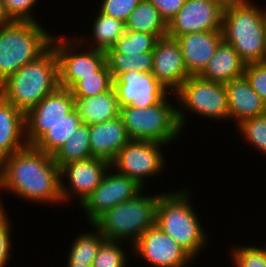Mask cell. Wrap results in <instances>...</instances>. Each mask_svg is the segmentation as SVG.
Instances as JSON below:
<instances>
[{
	"label": "cell",
	"instance_id": "6da1fadb",
	"mask_svg": "<svg viewBox=\"0 0 266 267\" xmlns=\"http://www.w3.org/2000/svg\"><path fill=\"white\" fill-rule=\"evenodd\" d=\"M1 191L41 205H62L61 169L51 155L27 145L0 162Z\"/></svg>",
	"mask_w": 266,
	"mask_h": 267
},
{
	"label": "cell",
	"instance_id": "7a4b0ae2",
	"mask_svg": "<svg viewBox=\"0 0 266 267\" xmlns=\"http://www.w3.org/2000/svg\"><path fill=\"white\" fill-rule=\"evenodd\" d=\"M188 189L187 186L160 194L155 223L196 260L210 239L193 207Z\"/></svg>",
	"mask_w": 266,
	"mask_h": 267
},
{
	"label": "cell",
	"instance_id": "3957f363",
	"mask_svg": "<svg viewBox=\"0 0 266 267\" xmlns=\"http://www.w3.org/2000/svg\"><path fill=\"white\" fill-rule=\"evenodd\" d=\"M221 31L246 64L266 61V22L253 0H227Z\"/></svg>",
	"mask_w": 266,
	"mask_h": 267
},
{
	"label": "cell",
	"instance_id": "277c9868",
	"mask_svg": "<svg viewBox=\"0 0 266 267\" xmlns=\"http://www.w3.org/2000/svg\"><path fill=\"white\" fill-rule=\"evenodd\" d=\"M59 87V61L51 46L0 84V94L25 114Z\"/></svg>",
	"mask_w": 266,
	"mask_h": 267
},
{
	"label": "cell",
	"instance_id": "5b68a950",
	"mask_svg": "<svg viewBox=\"0 0 266 267\" xmlns=\"http://www.w3.org/2000/svg\"><path fill=\"white\" fill-rule=\"evenodd\" d=\"M39 23L13 21L0 26V84L51 47L54 34Z\"/></svg>",
	"mask_w": 266,
	"mask_h": 267
},
{
	"label": "cell",
	"instance_id": "8992f818",
	"mask_svg": "<svg viewBox=\"0 0 266 267\" xmlns=\"http://www.w3.org/2000/svg\"><path fill=\"white\" fill-rule=\"evenodd\" d=\"M145 191L107 210L93 223L106 240L128 242L132 246L155 224L157 201L162 191L153 195Z\"/></svg>",
	"mask_w": 266,
	"mask_h": 267
},
{
	"label": "cell",
	"instance_id": "52a82bcc",
	"mask_svg": "<svg viewBox=\"0 0 266 267\" xmlns=\"http://www.w3.org/2000/svg\"><path fill=\"white\" fill-rule=\"evenodd\" d=\"M170 96L173 99L174 94L169 93L159 104L143 109L129 105L121 108L120 117L132 140H149L170 146L180 138L183 131L177 118V106Z\"/></svg>",
	"mask_w": 266,
	"mask_h": 267
},
{
	"label": "cell",
	"instance_id": "ba28073f",
	"mask_svg": "<svg viewBox=\"0 0 266 267\" xmlns=\"http://www.w3.org/2000/svg\"><path fill=\"white\" fill-rule=\"evenodd\" d=\"M174 99L179 104L177 118L182 131L187 126L188 111L215 122H229L227 91L222 83L190 76L174 93Z\"/></svg>",
	"mask_w": 266,
	"mask_h": 267
},
{
	"label": "cell",
	"instance_id": "9c48e42d",
	"mask_svg": "<svg viewBox=\"0 0 266 267\" xmlns=\"http://www.w3.org/2000/svg\"><path fill=\"white\" fill-rule=\"evenodd\" d=\"M67 36L54 35L51 46L59 61V86L71 90L83 77L95 75L106 64V53L83 45L75 34Z\"/></svg>",
	"mask_w": 266,
	"mask_h": 267
},
{
	"label": "cell",
	"instance_id": "30bf717a",
	"mask_svg": "<svg viewBox=\"0 0 266 267\" xmlns=\"http://www.w3.org/2000/svg\"><path fill=\"white\" fill-rule=\"evenodd\" d=\"M163 147L168 146L155 141L131 139L117 153L111 167L145 188L148 179L160 175L167 165Z\"/></svg>",
	"mask_w": 266,
	"mask_h": 267
},
{
	"label": "cell",
	"instance_id": "8fae6325",
	"mask_svg": "<svg viewBox=\"0 0 266 267\" xmlns=\"http://www.w3.org/2000/svg\"><path fill=\"white\" fill-rule=\"evenodd\" d=\"M144 190L136 180L117 172L110 166L100 184L80 205L89 224H93L107 210L133 199Z\"/></svg>",
	"mask_w": 266,
	"mask_h": 267
},
{
	"label": "cell",
	"instance_id": "7c38bea8",
	"mask_svg": "<svg viewBox=\"0 0 266 267\" xmlns=\"http://www.w3.org/2000/svg\"><path fill=\"white\" fill-rule=\"evenodd\" d=\"M133 258L149 267H190L195 260L155 223L132 245Z\"/></svg>",
	"mask_w": 266,
	"mask_h": 267
},
{
	"label": "cell",
	"instance_id": "4fadbf2b",
	"mask_svg": "<svg viewBox=\"0 0 266 267\" xmlns=\"http://www.w3.org/2000/svg\"><path fill=\"white\" fill-rule=\"evenodd\" d=\"M227 0H185L183 7L167 24V36H178L222 29V17Z\"/></svg>",
	"mask_w": 266,
	"mask_h": 267
},
{
	"label": "cell",
	"instance_id": "5bb4252c",
	"mask_svg": "<svg viewBox=\"0 0 266 267\" xmlns=\"http://www.w3.org/2000/svg\"><path fill=\"white\" fill-rule=\"evenodd\" d=\"M110 166V162L95 157L63 165L60 168L62 206L64 203L66 205V202L67 205L70 204L72 199L77 197L78 204L81 205L100 184Z\"/></svg>",
	"mask_w": 266,
	"mask_h": 267
},
{
	"label": "cell",
	"instance_id": "9a60e30c",
	"mask_svg": "<svg viewBox=\"0 0 266 267\" xmlns=\"http://www.w3.org/2000/svg\"><path fill=\"white\" fill-rule=\"evenodd\" d=\"M73 110L74 97L71 90L59 86L25 114L27 145L33 146Z\"/></svg>",
	"mask_w": 266,
	"mask_h": 267
},
{
	"label": "cell",
	"instance_id": "2e32d148",
	"mask_svg": "<svg viewBox=\"0 0 266 267\" xmlns=\"http://www.w3.org/2000/svg\"><path fill=\"white\" fill-rule=\"evenodd\" d=\"M120 107L129 105L147 108L159 104L169 92L155 79L152 73L130 71L113 79Z\"/></svg>",
	"mask_w": 266,
	"mask_h": 267
},
{
	"label": "cell",
	"instance_id": "e0dca14e",
	"mask_svg": "<svg viewBox=\"0 0 266 267\" xmlns=\"http://www.w3.org/2000/svg\"><path fill=\"white\" fill-rule=\"evenodd\" d=\"M152 75L174 94L190 77L178 42L168 36L160 38L152 51Z\"/></svg>",
	"mask_w": 266,
	"mask_h": 267
},
{
	"label": "cell",
	"instance_id": "ac0fdd59",
	"mask_svg": "<svg viewBox=\"0 0 266 267\" xmlns=\"http://www.w3.org/2000/svg\"><path fill=\"white\" fill-rule=\"evenodd\" d=\"M190 76H198L223 40L221 30L187 33L175 38Z\"/></svg>",
	"mask_w": 266,
	"mask_h": 267
},
{
	"label": "cell",
	"instance_id": "d6986e66",
	"mask_svg": "<svg viewBox=\"0 0 266 267\" xmlns=\"http://www.w3.org/2000/svg\"><path fill=\"white\" fill-rule=\"evenodd\" d=\"M131 138L121 117L89 126L92 157L112 162Z\"/></svg>",
	"mask_w": 266,
	"mask_h": 267
},
{
	"label": "cell",
	"instance_id": "ffe728a7",
	"mask_svg": "<svg viewBox=\"0 0 266 267\" xmlns=\"http://www.w3.org/2000/svg\"><path fill=\"white\" fill-rule=\"evenodd\" d=\"M225 85L228 99L229 122L236 125L241 121L266 113V104L253 90L245 75Z\"/></svg>",
	"mask_w": 266,
	"mask_h": 267
},
{
	"label": "cell",
	"instance_id": "44dd1931",
	"mask_svg": "<svg viewBox=\"0 0 266 267\" xmlns=\"http://www.w3.org/2000/svg\"><path fill=\"white\" fill-rule=\"evenodd\" d=\"M26 146L25 113L0 94V162Z\"/></svg>",
	"mask_w": 266,
	"mask_h": 267
},
{
	"label": "cell",
	"instance_id": "7402d4cb",
	"mask_svg": "<svg viewBox=\"0 0 266 267\" xmlns=\"http://www.w3.org/2000/svg\"><path fill=\"white\" fill-rule=\"evenodd\" d=\"M246 63L231 44L222 40L205 69L198 75L202 79L226 84L244 75Z\"/></svg>",
	"mask_w": 266,
	"mask_h": 267
},
{
	"label": "cell",
	"instance_id": "603a6c76",
	"mask_svg": "<svg viewBox=\"0 0 266 267\" xmlns=\"http://www.w3.org/2000/svg\"><path fill=\"white\" fill-rule=\"evenodd\" d=\"M74 109L82 123L94 125L120 117L121 107L116 92L109 91L93 97L74 98Z\"/></svg>",
	"mask_w": 266,
	"mask_h": 267
},
{
	"label": "cell",
	"instance_id": "cb8c5ba5",
	"mask_svg": "<svg viewBox=\"0 0 266 267\" xmlns=\"http://www.w3.org/2000/svg\"><path fill=\"white\" fill-rule=\"evenodd\" d=\"M96 12L95 19L92 20L90 36H77L76 38L88 48L106 52L124 35L125 23L121 20L107 16L99 10ZM86 37V38H85ZM87 39V40H86ZM89 40V41H88ZM89 43V44H88ZM91 43V44H90Z\"/></svg>",
	"mask_w": 266,
	"mask_h": 267
},
{
	"label": "cell",
	"instance_id": "d4e9b609",
	"mask_svg": "<svg viewBox=\"0 0 266 267\" xmlns=\"http://www.w3.org/2000/svg\"><path fill=\"white\" fill-rule=\"evenodd\" d=\"M125 29L153 34L159 39L167 36V23L149 0L139 2L125 22Z\"/></svg>",
	"mask_w": 266,
	"mask_h": 267
},
{
	"label": "cell",
	"instance_id": "484cf974",
	"mask_svg": "<svg viewBox=\"0 0 266 267\" xmlns=\"http://www.w3.org/2000/svg\"><path fill=\"white\" fill-rule=\"evenodd\" d=\"M91 232L79 233L71 242L69 254H67L66 267H92L93 260L97 255L99 247L106 238L93 225Z\"/></svg>",
	"mask_w": 266,
	"mask_h": 267
},
{
	"label": "cell",
	"instance_id": "4316f807",
	"mask_svg": "<svg viewBox=\"0 0 266 267\" xmlns=\"http://www.w3.org/2000/svg\"><path fill=\"white\" fill-rule=\"evenodd\" d=\"M81 124V118L74 109L64 119L53 125L33 146L53 156Z\"/></svg>",
	"mask_w": 266,
	"mask_h": 267
},
{
	"label": "cell",
	"instance_id": "83f0119b",
	"mask_svg": "<svg viewBox=\"0 0 266 267\" xmlns=\"http://www.w3.org/2000/svg\"><path fill=\"white\" fill-rule=\"evenodd\" d=\"M52 157L59 168L72 161L91 158L89 125L82 123Z\"/></svg>",
	"mask_w": 266,
	"mask_h": 267
},
{
	"label": "cell",
	"instance_id": "f1b7e54d",
	"mask_svg": "<svg viewBox=\"0 0 266 267\" xmlns=\"http://www.w3.org/2000/svg\"><path fill=\"white\" fill-rule=\"evenodd\" d=\"M106 63L112 74L113 79H116L120 74L130 71L152 73L153 53H120V52H105Z\"/></svg>",
	"mask_w": 266,
	"mask_h": 267
},
{
	"label": "cell",
	"instance_id": "f546056e",
	"mask_svg": "<svg viewBox=\"0 0 266 267\" xmlns=\"http://www.w3.org/2000/svg\"><path fill=\"white\" fill-rule=\"evenodd\" d=\"M113 87V77L107 63L95 75L83 77L72 89L74 98L93 97L109 91Z\"/></svg>",
	"mask_w": 266,
	"mask_h": 267
},
{
	"label": "cell",
	"instance_id": "4dcf8cb0",
	"mask_svg": "<svg viewBox=\"0 0 266 267\" xmlns=\"http://www.w3.org/2000/svg\"><path fill=\"white\" fill-rule=\"evenodd\" d=\"M235 128L251 148L262 152L263 156L266 155V113L247 118L235 125Z\"/></svg>",
	"mask_w": 266,
	"mask_h": 267
},
{
	"label": "cell",
	"instance_id": "1f68e13d",
	"mask_svg": "<svg viewBox=\"0 0 266 267\" xmlns=\"http://www.w3.org/2000/svg\"><path fill=\"white\" fill-rule=\"evenodd\" d=\"M121 244L129 245L127 247H130L128 249L130 252L127 249L124 251L126 246H122ZM127 252L132 253V246L130 244L121 241L105 240L99 247L92 267H127V262L130 261V255ZM127 255L129 256L127 257Z\"/></svg>",
	"mask_w": 266,
	"mask_h": 267
},
{
	"label": "cell",
	"instance_id": "d6a6232c",
	"mask_svg": "<svg viewBox=\"0 0 266 267\" xmlns=\"http://www.w3.org/2000/svg\"><path fill=\"white\" fill-rule=\"evenodd\" d=\"M159 38L156 35L126 30L124 35L106 52L145 53L152 52Z\"/></svg>",
	"mask_w": 266,
	"mask_h": 267
},
{
	"label": "cell",
	"instance_id": "836d02e7",
	"mask_svg": "<svg viewBox=\"0 0 266 267\" xmlns=\"http://www.w3.org/2000/svg\"><path fill=\"white\" fill-rule=\"evenodd\" d=\"M230 247L229 255L235 267H266V244L261 247L255 244Z\"/></svg>",
	"mask_w": 266,
	"mask_h": 267
},
{
	"label": "cell",
	"instance_id": "e575fe53",
	"mask_svg": "<svg viewBox=\"0 0 266 267\" xmlns=\"http://www.w3.org/2000/svg\"><path fill=\"white\" fill-rule=\"evenodd\" d=\"M7 212L6 208H0V267H8L13 252V239H11L13 222Z\"/></svg>",
	"mask_w": 266,
	"mask_h": 267
},
{
	"label": "cell",
	"instance_id": "d590c367",
	"mask_svg": "<svg viewBox=\"0 0 266 267\" xmlns=\"http://www.w3.org/2000/svg\"><path fill=\"white\" fill-rule=\"evenodd\" d=\"M3 2L13 21L39 22L34 12V6H38L39 0H3Z\"/></svg>",
	"mask_w": 266,
	"mask_h": 267
},
{
	"label": "cell",
	"instance_id": "8d00e7d4",
	"mask_svg": "<svg viewBox=\"0 0 266 267\" xmlns=\"http://www.w3.org/2000/svg\"><path fill=\"white\" fill-rule=\"evenodd\" d=\"M140 1L141 0H101V3L97 5H99L98 10L101 13L125 23Z\"/></svg>",
	"mask_w": 266,
	"mask_h": 267
},
{
	"label": "cell",
	"instance_id": "74e56055",
	"mask_svg": "<svg viewBox=\"0 0 266 267\" xmlns=\"http://www.w3.org/2000/svg\"><path fill=\"white\" fill-rule=\"evenodd\" d=\"M244 75L266 104V61L246 64Z\"/></svg>",
	"mask_w": 266,
	"mask_h": 267
},
{
	"label": "cell",
	"instance_id": "f35d334b",
	"mask_svg": "<svg viewBox=\"0 0 266 267\" xmlns=\"http://www.w3.org/2000/svg\"><path fill=\"white\" fill-rule=\"evenodd\" d=\"M159 11L161 17L168 22L183 7L185 0H149Z\"/></svg>",
	"mask_w": 266,
	"mask_h": 267
},
{
	"label": "cell",
	"instance_id": "ab89813d",
	"mask_svg": "<svg viewBox=\"0 0 266 267\" xmlns=\"http://www.w3.org/2000/svg\"><path fill=\"white\" fill-rule=\"evenodd\" d=\"M12 22L13 20L8 15L3 0H0V26L8 25Z\"/></svg>",
	"mask_w": 266,
	"mask_h": 267
},
{
	"label": "cell",
	"instance_id": "60d3db41",
	"mask_svg": "<svg viewBox=\"0 0 266 267\" xmlns=\"http://www.w3.org/2000/svg\"><path fill=\"white\" fill-rule=\"evenodd\" d=\"M262 9H263V14H264L265 22H266V5L265 6H262Z\"/></svg>",
	"mask_w": 266,
	"mask_h": 267
}]
</instances>
